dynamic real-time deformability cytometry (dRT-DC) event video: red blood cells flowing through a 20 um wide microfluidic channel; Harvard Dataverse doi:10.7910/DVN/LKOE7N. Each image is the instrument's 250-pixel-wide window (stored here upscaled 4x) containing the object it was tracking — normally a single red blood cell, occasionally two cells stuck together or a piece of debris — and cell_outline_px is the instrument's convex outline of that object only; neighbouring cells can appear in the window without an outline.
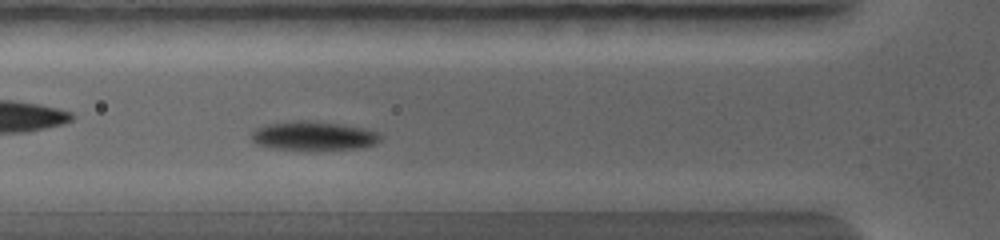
{"species": "common noctule bat (a hibernating species)", "species_latin": "Nyctalus noctula", "temperature_condition": "warm", "stored_images_in_passage": 28, "camera_frame_rate_fps": 5000, "um_per_image_px": 0.085, "animal": {"sex": "female", "body_mass_g": 19.0, "forearm_length_mm": 56.7}, "frame": {"image": 1, "passage_image": 16, "time_ms": 2.6, "image_size_px": [1000, 240], "cell_outline_px": [[380, 140], [376, 144], [364, 148], [328, 152], [300, 152], [268, 148], [256, 144], [252, 140], [252, 136], [260, 128], [276, 124], [332, 124], [356, 128], [372, 132], [380, 136]], "centroid_in_image_um": [26.69, 11.71], "position_along_channel_um": 99.1, "area_um2": 20.98}}
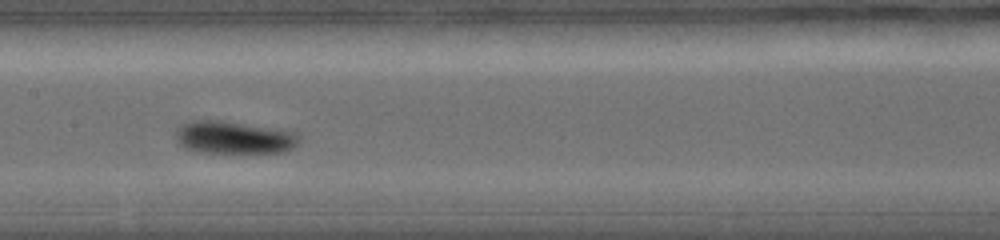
{"frame": {"image": 2, "passage_image": 27, "time_ms": 4.2, "image_size_px": [1000, 240], "cell_outline_px": [[296, 144], [292, 148], [284, 152], [192, 152], [184, 148], [180, 144], [176, 136], [188, 124], [204, 120], [208, 120], [284, 132], [296, 136]], "centroid_in_image_um": [19.8, 11.77], "position_along_channel_um": 187.6, "area_um2": 21.21}}